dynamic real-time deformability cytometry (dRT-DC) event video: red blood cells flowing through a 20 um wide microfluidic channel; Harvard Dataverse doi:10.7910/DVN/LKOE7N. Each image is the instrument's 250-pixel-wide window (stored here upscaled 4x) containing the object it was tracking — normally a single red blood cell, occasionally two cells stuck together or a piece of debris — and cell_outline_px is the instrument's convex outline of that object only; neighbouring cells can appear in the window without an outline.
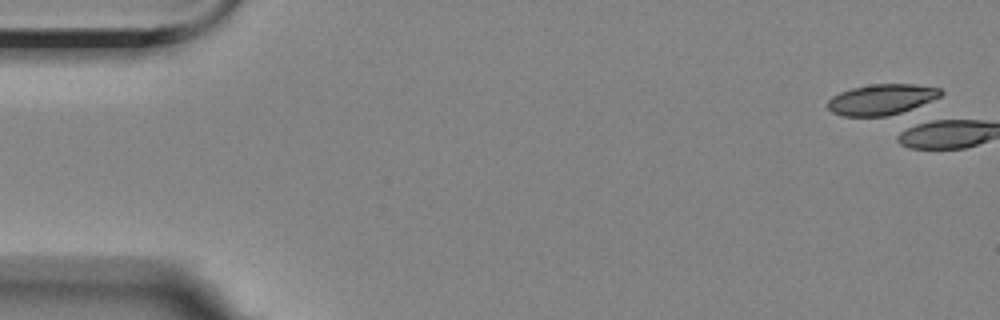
{"species": "Egyptian fruit bat (a non-hibernating species)", "species_latin": "Rousettus aegyptiacus", "temperature_condition": "room temperature", "stored_images_in_passage": 13, "camera_frame_rate_fps": 3000, "um_per_image_px": 0.085, "animal": {"sex": "female"}, "frame": {"image": 1, "passage_image": 1, "time_ms": 0.0, "image_size_px": [1000, 320], "cell_outline_px": [[944, 92], [940, 96], [912, 112], [888, 116], [844, 116], [832, 112], [828, 108], [828, 100], [832, 96], [840, 92], [852, 88], [872, 84], [916, 84], [940, 88]], "centroid_in_image_um": [75.01, 8.47], "position_along_channel_um": 10.0, "area_um2": 20.75}}
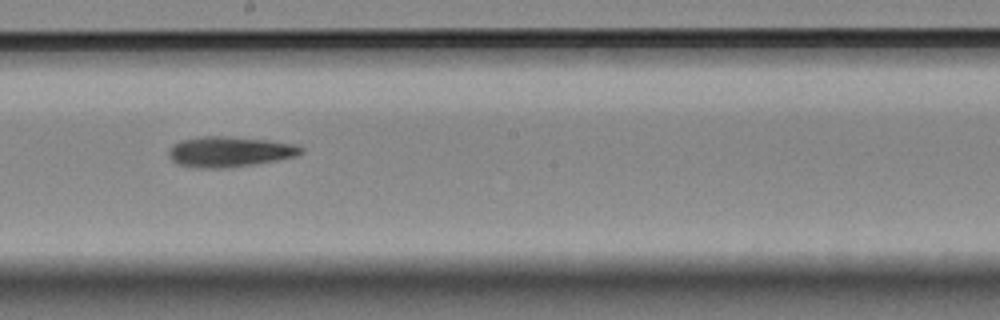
{"frame": {"image": 2, "passage_image": 9, "time_ms": 10.667, "image_size_px": [1000, 320], "cell_outline_px": [[304, 152], [296, 156], [276, 160], [228, 168], [192, 168], [176, 164], [168, 156], [168, 152], [172, 144], [180, 140], [204, 136], [220, 136], [268, 140], [296, 144], [304, 148]], "centroid_in_image_um": [19.48, 12.9], "position_along_channel_um": 228.7, "area_um2": 23.58}}
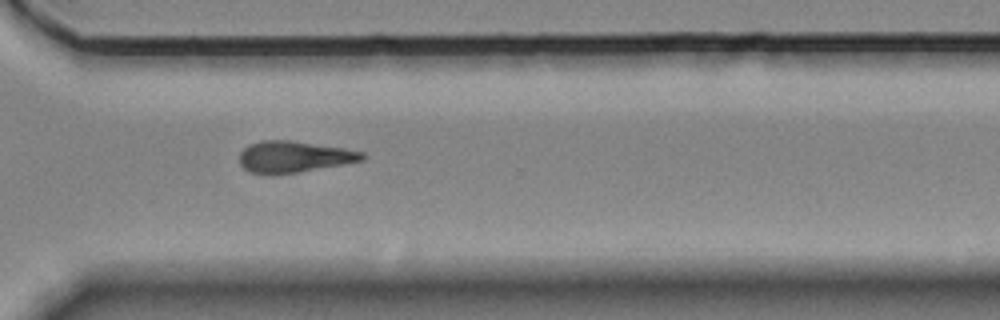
{"frame": {"image": 3, "passage_image": 12, "time_ms": 14.0, "image_size_px": [1000, 320], "cell_outline_px": [[368, 156], [364, 160], [344, 164], [272, 176], [248, 172], [240, 164], [240, 152], [248, 144], [260, 140], [288, 140], [344, 148], [364, 152]], "centroid_in_image_um": [24.96, 13.33], "position_along_channel_um": 345.6, "area_um2": 22.72}, "authors_computed_cell_mechanics": {"area_um2": 22.7154, "velocity_mm_per_s": 3.5218, "shape_relaxation_time_tau1_ms": 5.6903, "shape_relaxation_time_tau2_ms": null, "deformation_change_tau1": 0.1588, "deformation_change_tau2": null}}